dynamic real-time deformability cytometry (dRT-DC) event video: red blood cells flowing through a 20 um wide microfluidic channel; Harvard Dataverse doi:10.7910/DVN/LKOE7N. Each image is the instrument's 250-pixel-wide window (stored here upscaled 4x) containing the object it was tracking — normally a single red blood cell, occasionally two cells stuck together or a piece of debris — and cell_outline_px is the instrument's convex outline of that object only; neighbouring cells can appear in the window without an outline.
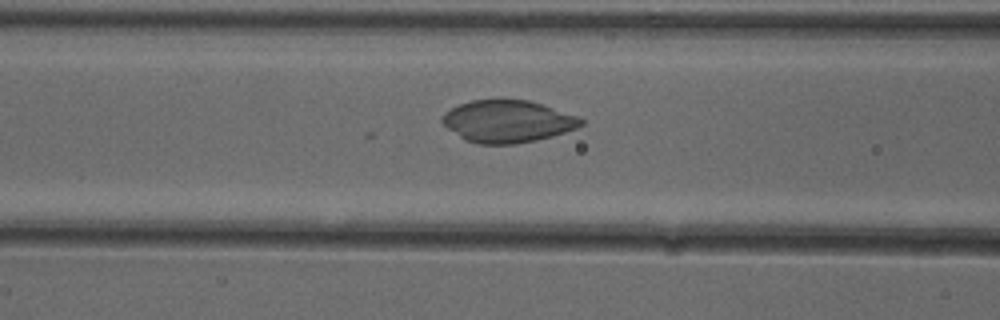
{"species": "common noctule bat (a hibernating species)", "species_latin": "Nyctalus noctula", "temperature_condition": "cold", "stored_images_in_passage": 37, "camera_frame_rate_fps": 3000, "um_per_image_px": 0.085, "animal": {"sex": "female"}, "frame": {"image": 1, "passage_image": 6, "time_ms": 1.667, "image_size_px": [1000, 320], "cell_outline_px": [[584, 124], [576, 128], [552, 136], [536, 140], [516, 144], [480, 144], [464, 140], [448, 128], [440, 120], [444, 112], [460, 104], [472, 100], [528, 100], [544, 104], [576, 116], [584, 120]], "centroid_in_image_um": [43.14, 10.32], "position_along_channel_um": 123.5, "area_um2": 33.99}}
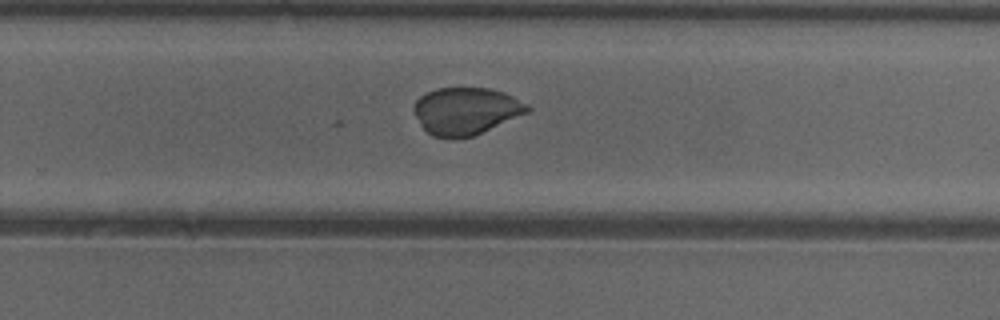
{"frame": {"image": 2, "passage_image": 19, "time_ms": 6.0, "image_size_px": [1000, 320], "cell_outline_px": [[532, 108], [528, 112], [472, 136], [432, 136], [420, 124], [412, 108], [416, 100], [420, 96], [436, 88], [492, 88], [504, 92], [528, 104]], "centroid_in_image_um": [39.6, 9.39], "position_along_channel_um": 290.2, "area_um2": 30.69}}
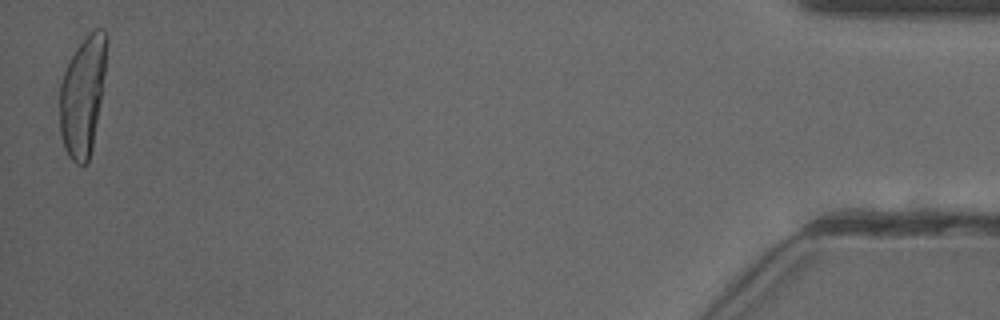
{"frame": {"image": 3, "passage_image": 37, "time_ms": 12.0, "image_size_px": [1000, 320], "cell_outline_px": [[108, 40], [104, 76], [92, 148], [88, 164], [76, 164], [68, 156], [64, 148], [60, 132], [60, 84], [64, 72], [76, 48], [88, 32], [96, 28], [104, 28], [108, 36]], "centroid_in_image_um": [7.03, 8.1], "position_along_channel_um": 428.2, "area_um2": 32.6}}